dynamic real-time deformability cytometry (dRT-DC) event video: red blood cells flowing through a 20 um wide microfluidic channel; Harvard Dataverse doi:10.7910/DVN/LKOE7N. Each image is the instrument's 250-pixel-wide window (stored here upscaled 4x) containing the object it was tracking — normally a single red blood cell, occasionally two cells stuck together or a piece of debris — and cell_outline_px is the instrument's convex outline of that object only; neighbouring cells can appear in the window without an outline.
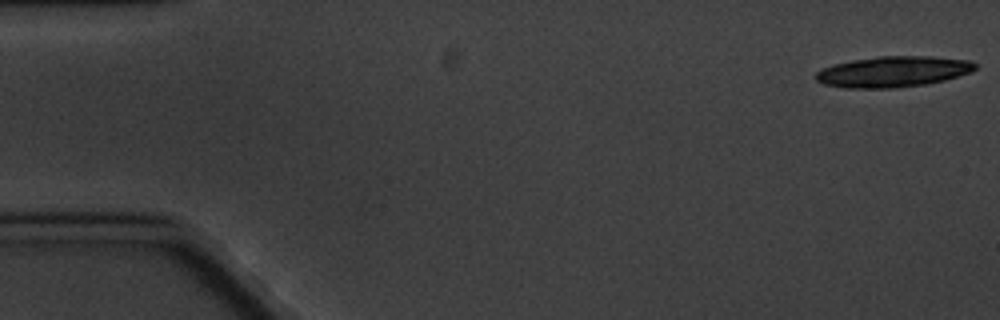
{"species": "common noctule bat (a hibernating species)", "species_latin": "Nyctalus noctula", "temperature_condition": "cold", "stored_images_in_passage": 8, "camera_frame_rate_fps": 3000, "um_per_image_px": 0.085, "animal": {"sex": "male", "body_mass_g": 20.1, "forearm_length_mm": 53.5}, "frame": {"image": 1, "passage_image": 1, "time_ms": 0.0, "image_size_px": [1000, 320], "cell_outline_px": [[976, 68], [972, 72], [944, 80], [924, 84], [896, 88], [844, 88], [824, 84], [816, 80], [816, 72], [820, 68], [836, 64], [856, 60], [880, 56], [932, 56], [968, 60], [976, 64]], "centroid_in_image_um": [75.91, 6.09], "position_along_channel_um": 9.1, "area_um2": 28.5}}
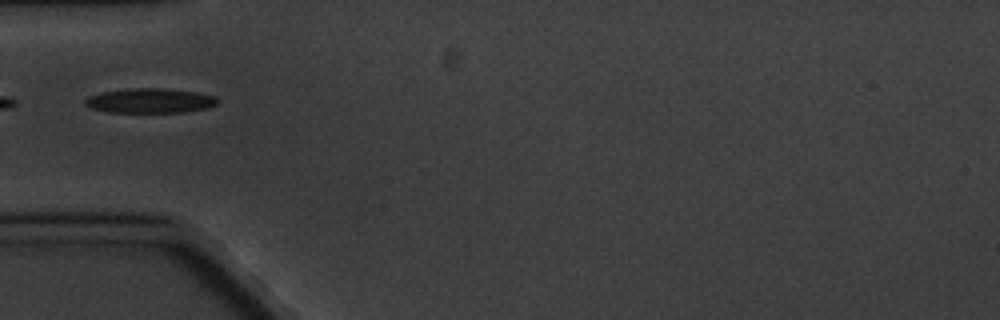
{"frame": {"image": 2, "passage_image": 6, "time_ms": 6.0, "image_size_px": [1000, 320], "cell_outline_px": [[220, 100], [216, 104], [204, 108], [184, 112], [108, 112], [92, 108], [84, 104], [84, 100], [88, 96], [104, 92], [128, 88], [164, 88], [196, 92], [216, 96]], "centroid_in_image_um": [12.75, 8.55], "position_along_channel_um": 72.2, "area_um2": 18.96}}